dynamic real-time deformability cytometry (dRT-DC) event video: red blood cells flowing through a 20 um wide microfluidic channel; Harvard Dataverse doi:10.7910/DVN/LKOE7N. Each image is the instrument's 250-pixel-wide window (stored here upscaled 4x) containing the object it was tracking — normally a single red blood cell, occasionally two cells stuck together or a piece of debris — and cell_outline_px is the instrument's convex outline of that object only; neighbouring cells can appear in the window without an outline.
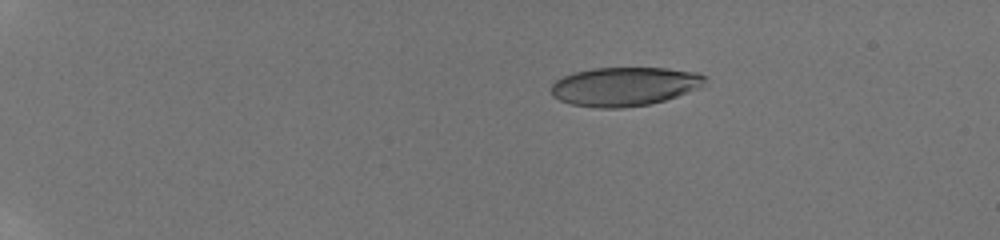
{"species": "human", "species_latin": "Homo sapiens", "temperature_condition": "room temperature", "stored_images_in_passage": 16, "camera_frame_rate_fps": 3000, "um_per_image_px": 0.085, "donor": {"sex": "male"}, "frame": {"image": 1, "passage_image": 1, "time_ms": 0.0, "image_size_px": [1000, 240], "cell_outline_px": [[708, 80], [704, 84], [696, 88], [676, 96], [664, 100], [648, 104], [620, 108], [600, 108], [572, 104], [560, 100], [552, 96], [552, 84], [556, 80], [564, 76], [576, 72], [592, 68], [664, 68], [696, 72], [708, 76]], "centroid_in_image_um": [53.09, 7.34], "position_along_channel_um": 31.9, "area_um2": 34.56}}
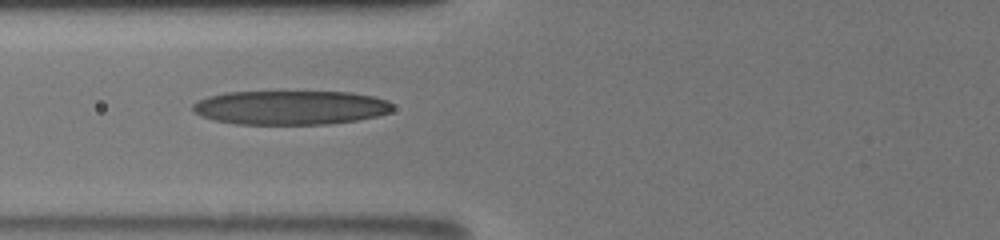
{"frame": {"image": 2, "passage_image": 9, "time_ms": 4.667, "image_size_px": [1000, 240], "cell_outline_px": [[392, 112], [376, 116], [356, 120], [328, 124], [236, 124], [212, 120], [200, 116], [192, 108], [192, 104], [208, 96], [224, 92], [352, 92], [372, 96], [388, 100], [392, 104]], "centroid_in_image_um": [24.68, 9.14], "position_along_channel_um": 101.1, "area_um2": 39.82}}
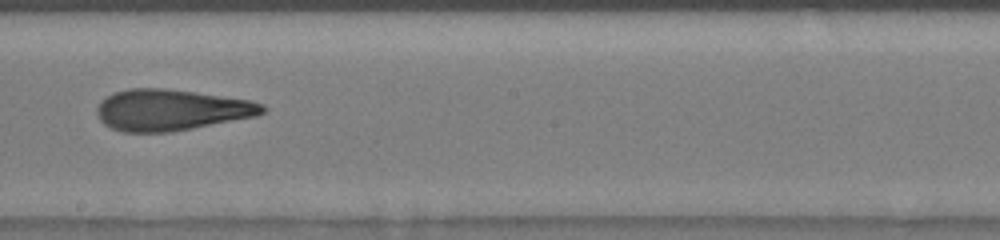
{"frame": {"image": 3, "passage_image": 15, "time_ms": 8.0, "image_size_px": [1000, 240], "cell_outline_px": [[268, 108], [264, 112], [256, 116], [172, 132], [124, 132], [112, 128], [104, 124], [100, 120], [96, 112], [96, 108], [100, 100], [116, 92], [128, 88], [164, 88], [196, 92], [252, 100], [264, 104]], "centroid_in_image_um": [14.56, 9.34], "position_along_channel_um": 233.6, "area_um2": 39.88}}